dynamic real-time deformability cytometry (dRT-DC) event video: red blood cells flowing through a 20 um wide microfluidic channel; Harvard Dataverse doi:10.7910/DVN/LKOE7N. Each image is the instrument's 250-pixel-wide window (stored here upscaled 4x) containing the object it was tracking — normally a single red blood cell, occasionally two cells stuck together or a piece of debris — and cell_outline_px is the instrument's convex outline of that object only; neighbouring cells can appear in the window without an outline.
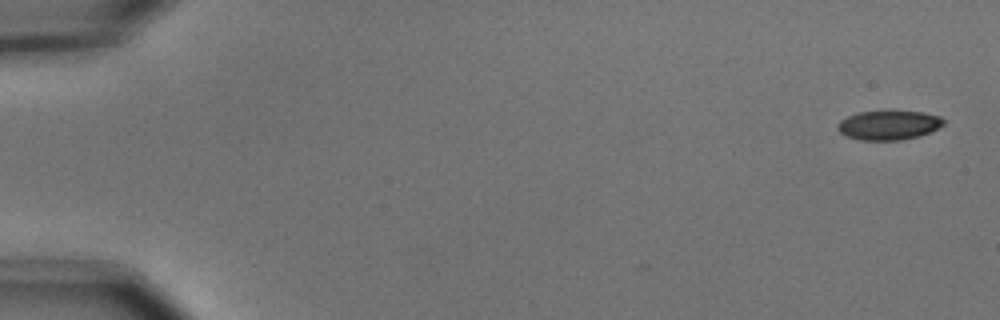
{"species": "common noctule bat (a hibernating species)", "species_latin": "Nyctalus noctula", "temperature_condition": "cold", "stored_images_in_passage": 4, "camera_frame_rate_fps": 3000, "um_per_image_px": 0.085, "animal": {"sex": "male", "body_mass_g": 15.6}, "frame": {"image": 1, "passage_image": 1, "time_ms": 0.0, "image_size_px": [1000, 320], "cell_outline_px": [[944, 124], [920, 136], [900, 140], [860, 140], [848, 136], [840, 132], [836, 128], [836, 124], [840, 120], [856, 112], [892, 108], [924, 112], [940, 116], [944, 120]], "centroid_in_image_um": [75.52, 10.58], "position_along_channel_um": 9.5, "area_um2": 18.84}}